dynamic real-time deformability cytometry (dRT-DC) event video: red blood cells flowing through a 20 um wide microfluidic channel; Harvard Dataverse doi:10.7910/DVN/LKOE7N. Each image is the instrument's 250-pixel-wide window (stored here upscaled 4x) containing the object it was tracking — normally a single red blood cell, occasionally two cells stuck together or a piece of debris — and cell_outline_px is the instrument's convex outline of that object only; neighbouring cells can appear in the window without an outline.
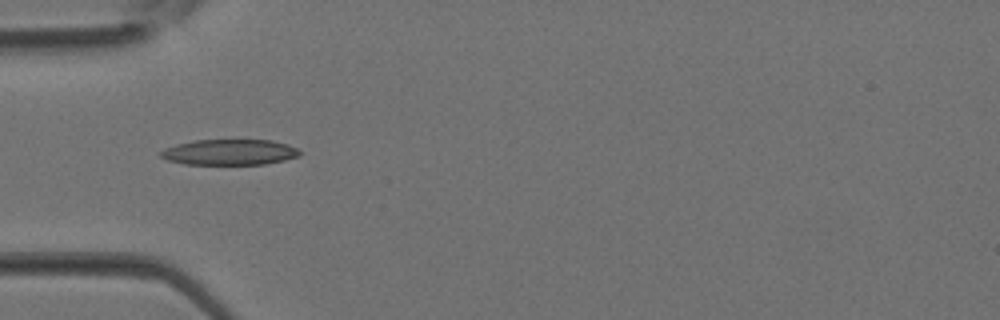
{"species": "Egyptian fruit bat (a non-hibernating species)", "species_latin": "Rousettus aegyptiacus", "temperature_condition": "room temperature", "stored_images_in_passage": 5, "camera_frame_rate_fps": 3000, "um_per_image_px": 0.085, "animal": {"sex": "female"}, "frame": {"image": 1, "passage_image": 4, "time_ms": 1.0, "image_size_px": [1000, 320], "cell_outline_px": [[300, 156], [284, 160], [264, 164], [184, 164], [168, 160], [160, 156], [160, 152], [164, 148], [176, 144], [196, 140], [272, 140], [288, 144], [296, 148], [300, 152]], "centroid_in_image_um": [19.51, 12.93], "position_along_channel_um": 65.5, "area_um2": 20.75}}
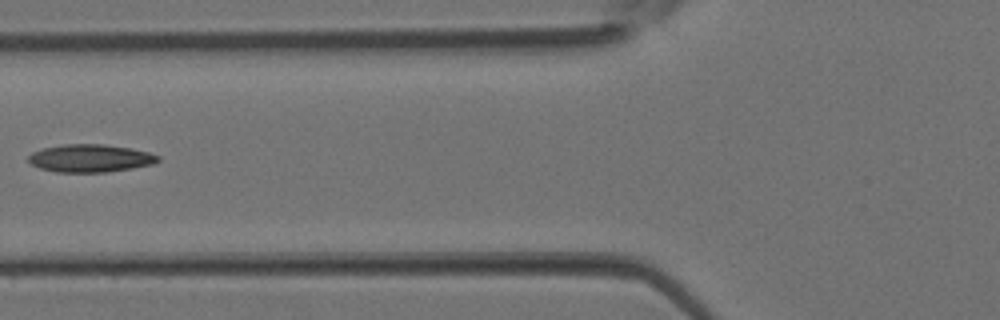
{"frame": {"image": 2, "passage_image": 5, "time_ms": 1.333, "image_size_px": [1000, 320], "cell_outline_px": [[160, 160], [152, 164], [132, 168], [108, 172], [56, 172], [40, 168], [32, 164], [28, 160], [28, 156], [32, 152], [44, 148], [64, 144], [104, 144], [132, 148], [148, 152], [160, 156]], "centroid_in_image_um": [7.69, 13.45], "position_along_channel_um": 118.1, "area_um2": 20.98}}